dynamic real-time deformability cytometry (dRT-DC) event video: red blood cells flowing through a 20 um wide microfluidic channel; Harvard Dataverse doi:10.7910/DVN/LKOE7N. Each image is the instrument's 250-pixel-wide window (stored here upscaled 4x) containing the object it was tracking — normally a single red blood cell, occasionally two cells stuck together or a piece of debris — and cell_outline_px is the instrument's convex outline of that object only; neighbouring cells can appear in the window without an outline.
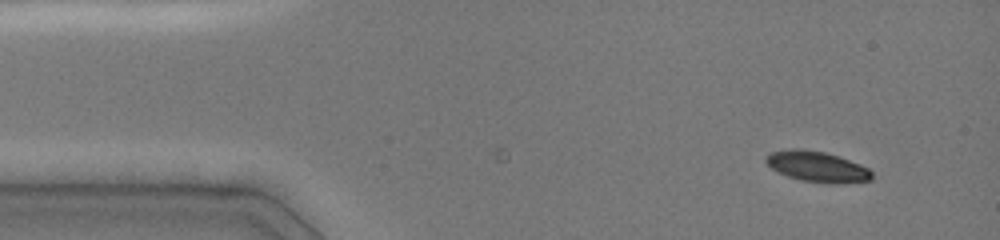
{"species": "common noctule bat (a hibernating species)", "species_latin": "Nyctalus noctula", "temperature_condition": "cold", "stored_images_in_passage": 8, "camera_frame_rate_fps": 3000, "um_per_image_px": 0.085, "animal": {"sex": "female", "body_mass_g": 19.0, "forearm_length_mm": 51.5}, "frame": {"image": 1, "passage_image": 8, "time_ms": 2.0, "image_size_px": [1000, 240], "cell_outline_px": [[872, 180], [836, 184], [828, 184], [800, 180], [788, 176], [772, 168], [764, 160], [764, 156], [772, 152], [792, 148], [804, 148], [824, 152], [860, 164], [868, 168], [872, 172]], "centroid_in_image_um": [69.45, 14.16], "position_along_channel_um": 15.5, "area_um2": 18.9}}